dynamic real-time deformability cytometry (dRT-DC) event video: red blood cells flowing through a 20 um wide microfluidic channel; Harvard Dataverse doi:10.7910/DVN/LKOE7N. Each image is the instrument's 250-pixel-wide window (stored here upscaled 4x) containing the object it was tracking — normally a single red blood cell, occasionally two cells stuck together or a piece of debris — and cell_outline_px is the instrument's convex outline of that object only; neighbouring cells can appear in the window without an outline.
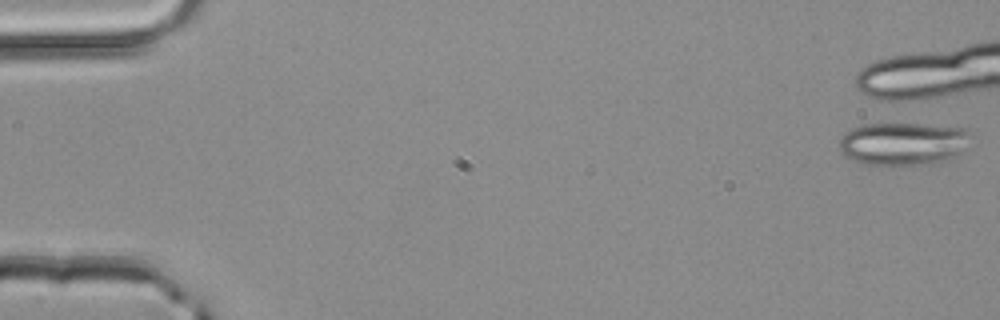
{"species": "common noctule bat (a hibernating species)", "species_latin": "Nyctalus noctula", "temperature_condition": "room temperature", "stored_images_in_passage": 2, "camera_frame_rate_fps": 3000, "um_per_image_px": 0.085, "animal": {"sex": "male", "body_mass_g": 20.4}, "frame": {"image": 1, "passage_image": 1, "time_ms": 0.0, "image_size_px": [1000, 320], "cell_outline_px": [[968, 132], [960, 152], [956, 156], [932, 164], [864, 164], [844, 156], [840, 152], [840, 136], [844, 132], [852, 128], [864, 124], [920, 124], [964, 128]], "centroid_in_image_um": [76.66, 12.21], "position_along_channel_um": 8.3, "area_um2": 32.25}}